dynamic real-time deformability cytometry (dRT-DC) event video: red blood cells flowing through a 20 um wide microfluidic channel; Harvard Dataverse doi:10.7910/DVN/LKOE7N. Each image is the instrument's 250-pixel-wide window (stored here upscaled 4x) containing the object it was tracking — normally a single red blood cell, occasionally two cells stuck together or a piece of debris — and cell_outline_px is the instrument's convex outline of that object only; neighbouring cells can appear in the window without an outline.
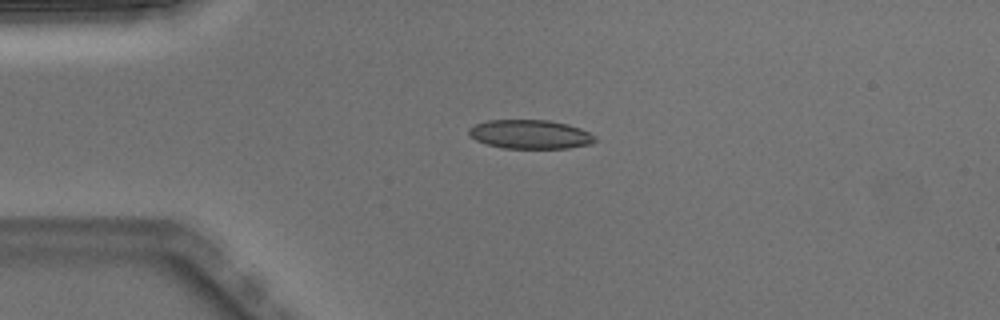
{"species": "Egyptian fruit bat (a non-hibernating species)", "species_latin": "Rousettus aegyptiacus", "temperature_condition": "warm", "stored_images_in_passage": 5, "camera_frame_rate_fps": 3000, "um_per_image_px": 0.085, "animal": {"sex": "male"}, "frame": {"image": 1, "passage_image": 3, "time_ms": 0.667, "image_size_px": [1000, 320], "cell_outline_px": [[596, 140], [592, 144], [568, 148], [504, 148], [488, 144], [476, 140], [468, 132], [468, 128], [476, 124], [488, 120], [548, 120], [568, 124], [580, 128], [596, 136]], "centroid_in_image_um": [45.09, 11.41], "position_along_channel_um": 39.9, "area_um2": 21.21}}